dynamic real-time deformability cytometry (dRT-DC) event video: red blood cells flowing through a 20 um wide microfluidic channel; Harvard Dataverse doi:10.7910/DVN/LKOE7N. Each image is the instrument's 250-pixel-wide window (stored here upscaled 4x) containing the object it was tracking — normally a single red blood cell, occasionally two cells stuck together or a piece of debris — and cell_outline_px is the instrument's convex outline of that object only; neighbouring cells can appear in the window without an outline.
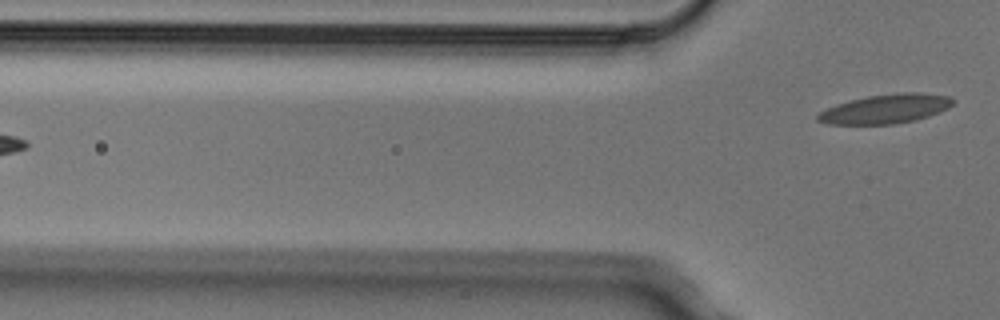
{"species": "Egyptian fruit bat (a non-hibernating species)", "species_latin": "Rousettus aegyptiacus", "temperature_condition": "cold", "stored_images_in_passage": 3, "camera_frame_rate_fps": 3000, "um_per_image_px": 0.085, "animal": {"sex": "male"}, "frame": {"image": 1, "passage_image": 3, "time_ms": 0.667, "image_size_px": [1000, 320], "cell_outline_px": [[956, 100], [948, 108], [928, 116], [916, 120], [892, 124], [828, 124], [816, 120], [816, 116], [820, 112], [836, 104], [868, 96], [900, 92], [920, 92], [952, 96]], "centroid_in_image_um": [75.32, 9.24], "position_along_channel_um": 50.5, "area_um2": 23.0}}